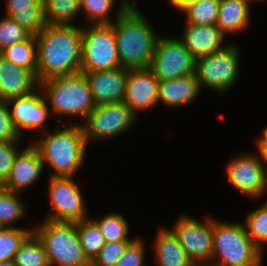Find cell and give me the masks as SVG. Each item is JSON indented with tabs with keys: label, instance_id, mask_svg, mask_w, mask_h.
Here are the masks:
<instances>
[{
	"label": "cell",
	"instance_id": "44dd1931",
	"mask_svg": "<svg viewBox=\"0 0 267 266\" xmlns=\"http://www.w3.org/2000/svg\"><path fill=\"white\" fill-rule=\"evenodd\" d=\"M152 246L157 266H194L171 229L160 228Z\"/></svg>",
	"mask_w": 267,
	"mask_h": 266
},
{
	"label": "cell",
	"instance_id": "60d3db41",
	"mask_svg": "<svg viewBox=\"0 0 267 266\" xmlns=\"http://www.w3.org/2000/svg\"><path fill=\"white\" fill-rule=\"evenodd\" d=\"M261 138H262L264 141H267V126L262 130Z\"/></svg>",
	"mask_w": 267,
	"mask_h": 266
},
{
	"label": "cell",
	"instance_id": "ee69618b",
	"mask_svg": "<svg viewBox=\"0 0 267 266\" xmlns=\"http://www.w3.org/2000/svg\"><path fill=\"white\" fill-rule=\"evenodd\" d=\"M120 1L126 7V0H120Z\"/></svg>",
	"mask_w": 267,
	"mask_h": 266
},
{
	"label": "cell",
	"instance_id": "8d00e7d4",
	"mask_svg": "<svg viewBox=\"0 0 267 266\" xmlns=\"http://www.w3.org/2000/svg\"><path fill=\"white\" fill-rule=\"evenodd\" d=\"M19 141H0V186L9 178L15 157L20 150L17 146Z\"/></svg>",
	"mask_w": 267,
	"mask_h": 266
},
{
	"label": "cell",
	"instance_id": "d4e9b609",
	"mask_svg": "<svg viewBox=\"0 0 267 266\" xmlns=\"http://www.w3.org/2000/svg\"><path fill=\"white\" fill-rule=\"evenodd\" d=\"M12 261L16 266H51L44 245L34 231L21 243Z\"/></svg>",
	"mask_w": 267,
	"mask_h": 266
},
{
	"label": "cell",
	"instance_id": "ab89813d",
	"mask_svg": "<svg viewBox=\"0 0 267 266\" xmlns=\"http://www.w3.org/2000/svg\"><path fill=\"white\" fill-rule=\"evenodd\" d=\"M196 0H168V2L177 10L183 11L187 6L195 2Z\"/></svg>",
	"mask_w": 267,
	"mask_h": 266
},
{
	"label": "cell",
	"instance_id": "83f0119b",
	"mask_svg": "<svg viewBox=\"0 0 267 266\" xmlns=\"http://www.w3.org/2000/svg\"><path fill=\"white\" fill-rule=\"evenodd\" d=\"M21 193L4 189L0 186V224L3 228H13L25 216L26 204L20 199Z\"/></svg>",
	"mask_w": 267,
	"mask_h": 266
},
{
	"label": "cell",
	"instance_id": "74e56055",
	"mask_svg": "<svg viewBox=\"0 0 267 266\" xmlns=\"http://www.w3.org/2000/svg\"><path fill=\"white\" fill-rule=\"evenodd\" d=\"M22 140L13 127L7 101L0 100V141Z\"/></svg>",
	"mask_w": 267,
	"mask_h": 266
},
{
	"label": "cell",
	"instance_id": "6da1fadb",
	"mask_svg": "<svg viewBox=\"0 0 267 266\" xmlns=\"http://www.w3.org/2000/svg\"><path fill=\"white\" fill-rule=\"evenodd\" d=\"M35 39L38 82L81 71L82 27L45 24Z\"/></svg>",
	"mask_w": 267,
	"mask_h": 266
},
{
	"label": "cell",
	"instance_id": "cb8c5ba5",
	"mask_svg": "<svg viewBox=\"0 0 267 266\" xmlns=\"http://www.w3.org/2000/svg\"><path fill=\"white\" fill-rule=\"evenodd\" d=\"M0 55L7 61L30 70L37 78L38 53L34 35L5 47L0 51Z\"/></svg>",
	"mask_w": 267,
	"mask_h": 266
},
{
	"label": "cell",
	"instance_id": "d6a6232c",
	"mask_svg": "<svg viewBox=\"0 0 267 266\" xmlns=\"http://www.w3.org/2000/svg\"><path fill=\"white\" fill-rule=\"evenodd\" d=\"M115 3L116 0H80L79 7L90 25L112 24L110 13Z\"/></svg>",
	"mask_w": 267,
	"mask_h": 266
},
{
	"label": "cell",
	"instance_id": "ac0fdd59",
	"mask_svg": "<svg viewBox=\"0 0 267 266\" xmlns=\"http://www.w3.org/2000/svg\"><path fill=\"white\" fill-rule=\"evenodd\" d=\"M39 87L36 76L0 55V100L29 95Z\"/></svg>",
	"mask_w": 267,
	"mask_h": 266
},
{
	"label": "cell",
	"instance_id": "e575fe53",
	"mask_svg": "<svg viewBox=\"0 0 267 266\" xmlns=\"http://www.w3.org/2000/svg\"><path fill=\"white\" fill-rule=\"evenodd\" d=\"M131 241L108 242L100 249L91 266H116Z\"/></svg>",
	"mask_w": 267,
	"mask_h": 266
},
{
	"label": "cell",
	"instance_id": "7a4b0ae2",
	"mask_svg": "<svg viewBox=\"0 0 267 266\" xmlns=\"http://www.w3.org/2000/svg\"><path fill=\"white\" fill-rule=\"evenodd\" d=\"M113 26L121 66L128 69L148 68L159 37L137 8L118 4Z\"/></svg>",
	"mask_w": 267,
	"mask_h": 266
},
{
	"label": "cell",
	"instance_id": "7bdbcfd3",
	"mask_svg": "<svg viewBox=\"0 0 267 266\" xmlns=\"http://www.w3.org/2000/svg\"><path fill=\"white\" fill-rule=\"evenodd\" d=\"M126 8H136L134 3H130V1L126 0Z\"/></svg>",
	"mask_w": 267,
	"mask_h": 266
},
{
	"label": "cell",
	"instance_id": "f35d334b",
	"mask_svg": "<svg viewBox=\"0 0 267 266\" xmlns=\"http://www.w3.org/2000/svg\"><path fill=\"white\" fill-rule=\"evenodd\" d=\"M257 156L259 159V162L261 163L263 170L265 171L266 175H267V141H264L261 137L259 138V140H257ZM265 161V162H264ZM263 163V164H262ZM266 164V165H265Z\"/></svg>",
	"mask_w": 267,
	"mask_h": 266
},
{
	"label": "cell",
	"instance_id": "8992f818",
	"mask_svg": "<svg viewBox=\"0 0 267 266\" xmlns=\"http://www.w3.org/2000/svg\"><path fill=\"white\" fill-rule=\"evenodd\" d=\"M33 231L43 243L51 266H91L80 245L76 222L45 219Z\"/></svg>",
	"mask_w": 267,
	"mask_h": 266
},
{
	"label": "cell",
	"instance_id": "f1b7e54d",
	"mask_svg": "<svg viewBox=\"0 0 267 266\" xmlns=\"http://www.w3.org/2000/svg\"><path fill=\"white\" fill-rule=\"evenodd\" d=\"M99 226L102 235L104 236L105 243L115 241H132L128 237L129 225L123 214L106 213L102 218L93 219Z\"/></svg>",
	"mask_w": 267,
	"mask_h": 266
},
{
	"label": "cell",
	"instance_id": "3957f363",
	"mask_svg": "<svg viewBox=\"0 0 267 266\" xmlns=\"http://www.w3.org/2000/svg\"><path fill=\"white\" fill-rule=\"evenodd\" d=\"M62 119L59 118L61 124L54 132L43 130V137L31 143L38 150L43 165L48 163L54 169L50 176L74 177L78 168L84 167L87 143L79 123L66 127Z\"/></svg>",
	"mask_w": 267,
	"mask_h": 266
},
{
	"label": "cell",
	"instance_id": "1f68e13d",
	"mask_svg": "<svg viewBox=\"0 0 267 266\" xmlns=\"http://www.w3.org/2000/svg\"><path fill=\"white\" fill-rule=\"evenodd\" d=\"M33 231V228H3L0 230V263L12 261L21 243Z\"/></svg>",
	"mask_w": 267,
	"mask_h": 266
},
{
	"label": "cell",
	"instance_id": "30bf717a",
	"mask_svg": "<svg viewBox=\"0 0 267 266\" xmlns=\"http://www.w3.org/2000/svg\"><path fill=\"white\" fill-rule=\"evenodd\" d=\"M205 222L184 214L171 229L194 266L212 265L213 218L207 217Z\"/></svg>",
	"mask_w": 267,
	"mask_h": 266
},
{
	"label": "cell",
	"instance_id": "b9f144b4",
	"mask_svg": "<svg viewBox=\"0 0 267 266\" xmlns=\"http://www.w3.org/2000/svg\"><path fill=\"white\" fill-rule=\"evenodd\" d=\"M0 266H16V265L13 261H7V262L0 263Z\"/></svg>",
	"mask_w": 267,
	"mask_h": 266
},
{
	"label": "cell",
	"instance_id": "484cf974",
	"mask_svg": "<svg viewBox=\"0 0 267 266\" xmlns=\"http://www.w3.org/2000/svg\"><path fill=\"white\" fill-rule=\"evenodd\" d=\"M80 0H42L46 24L71 25L80 12Z\"/></svg>",
	"mask_w": 267,
	"mask_h": 266
},
{
	"label": "cell",
	"instance_id": "f546056e",
	"mask_svg": "<svg viewBox=\"0 0 267 266\" xmlns=\"http://www.w3.org/2000/svg\"><path fill=\"white\" fill-rule=\"evenodd\" d=\"M220 0H196L187 6L185 12L186 23L195 25H216Z\"/></svg>",
	"mask_w": 267,
	"mask_h": 266
},
{
	"label": "cell",
	"instance_id": "ba28073f",
	"mask_svg": "<svg viewBox=\"0 0 267 266\" xmlns=\"http://www.w3.org/2000/svg\"><path fill=\"white\" fill-rule=\"evenodd\" d=\"M239 46L229 43L223 50L195 59L194 73L200 88L221 93L234 86L239 73Z\"/></svg>",
	"mask_w": 267,
	"mask_h": 266
},
{
	"label": "cell",
	"instance_id": "7402d4cb",
	"mask_svg": "<svg viewBox=\"0 0 267 266\" xmlns=\"http://www.w3.org/2000/svg\"><path fill=\"white\" fill-rule=\"evenodd\" d=\"M6 16L13 18L29 34L38 35L45 26L42 0H7Z\"/></svg>",
	"mask_w": 267,
	"mask_h": 266
},
{
	"label": "cell",
	"instance_id": "4fadbf2b",
	"mask_svg": "<svg viewBox=\"0 0 267 266\" xmlns=\"http://www.w3.org/2000/svg\"><path fill=\"white\" fill-rule=\"evenodd\" d=\"M226 174L231 185L249 197L258 198L267 192V175L255 154L237 155L226 165Z\"/></svg>",
	"mask_w": 267,
	"mask_h": 266
},
{
	"label": "cell",
	"instance_id": "8fae6325",
	"mask_svg": "<svg viewBox=\"0 0 267 266\" xmlns=\"http://www.w3.org/2000/svg\"><path fill=\"white\" fill-rule=\"evenodd\" d=\"M48 193L52 211L46 219L79 222L89 218L83 195L73 177L49 176Z\"/></svg>",
	"mask_w": 267,
	"mask_h": 266
},
{
	"label": "cell",
	"instance_id": "4dcf8cb0",
	"mask_svg": "<svg viewBox=\"0 0 267 266\" xmlns=\"http://www.w3.org/2000/svg\"><path fill=\"white\" fill-rule=\"evenodd\" d=\"M243 225L255 246L264 253L263 243L267 242V202L250 211Z\"/></svg>",
	"mask_w": 267,
	"mask_h": 266
},
{
	"label": "cell",
	"instance_id": "5b68a950",
	"mask_svg": "<svg viewBox=\"0 0 267 266\" xmlns=\"http://www.w3.org/2000/svg\"><path fill=\"white\" fill-rule=\"evenodd\" d=\"M263 255L242 223L213 219L211 266H261Z\"/></svg>",
	"mask_w": 267,
	"mask_h": 266
},
{
	"label": "cell",
	"instance_id": "9a60e30c",
	"mask_svg": "<svg viewBox=\"0 0 267 266\" xmlns=\"http://www.w3.org/2000/svg\"><path fill=\"white\" fill-rule=\"evenodd\" d=\"M159 80L148 68L128 69L124 102L138 116L158 104Z\"/></svg>",
	"mask_w": 267,
	"mask_h": 266
},
{
	"label": "cell",
	"instance_id": "836d02e7",
	"mask_svg": "<svg viewBox=\"0 0 267 266\" xmlns=\"http://www.w3.org/2000/svg\"><path fill=\"white\" fill-rule=\"evenodd\" d=\"M31 36L10 16H4L0 21V51L16 42L24 41Z\"/></svg>",
	"mask_w": 267,
	"mask_h": 266
},
{
	"label": "cell",
	"instance_id": "9c48e42d",
	"mask_svg": "<svg viewBox=\"0 0 267 266\" xmlns=\"http://www.w3.org/2000/svg\"><path fill=\"white\" fill-rule=\"evenodd\" d=\"M137 117L125 102L96 106L85 118L84 125L81 124L86 143L91 138L105 141L118 137L133 126Z\"/></svg>",
	"mask_w": 267,
	"mask_h": 266
},
{
	"label": "cell",
	"instance_id": "2e32d148",
	"mask_svg": "<svg viewBox=\"0 0 267 266\" xmlns=\"http://www.w3.org/2000/svg\"><path fill=\"white\" fill-rule=\"evenodd\" d=\"M83 72L96 106L105 103L124 102L128 68Z\"/></svg>",
	"mask_w": 267,
	"mask_h": 266
},
{
	"label": "cell",
	"instance_id": "d590c367",
	"mask_svg": "<svg viewBox=\"0 0 267 266\" xmlns=\"http://www.w3.org/2000/svg\"><path fill=\"white\" fill-rule=\"evenodd\" d=\"M142 237H134L128 244L123 256L118 260L116 266H146L145 243Z\"/></svg>",
	"mask_w": 267,
	"mask_h": 266
},
{
	"label": "cell",
	"instance_id": "5bb4252c",
	"mask_svg": "<svg viewBox=\"0 0 267 266\" xmlns=\"http://www.w3.org/2000/svg\"><path fill=\"white\" fill-rule=\"evenodd\" d=\"M39 94L43 93L38 87L29 95L12 98L7 101L13 127L21 138H23L22 131L25 129L37 130L39 128L38 131L40 132V128H44L47 131L45 122L49 117V102Z\"/></svg>",
	"mask_w": 267,
	"mask_h": 266
},
{
	"label": "cell",
	"instance_id": "ffe728a7",
	"mask_svg": "<svg viewBox=\"0 0 267 266\" xmlns=\"http://www.w3.org/2000/svg\"><path fill=\"white\" fill-rule=\"evenodd\" d=\"M201 91L195 73L170 79L160 80L158 90V103L169 107H179L192 103Z\"/></svg>",
	"mask_w": 267,
	"mask_h": 266
},
{
	"label": "cell",
	"instance_id": "e0dca14e",
	"mask_svg": "<svg viewBox=\"0 0 267 266\" xmlns=\"http://www.w3.org/2000/svg\"><path fill=\"white\" fill-rule=\"evenodd\" d=\"M44 167L38 150L33 144H29L25 149L18 151L9 178L2 187L21 193L22 190L36 183Z\"/></svg>",
	"mask_w": 267,
	"mask_h": 266
},
{
	"label": "cell",
	"instance_id": "7c38bea8",
	"mask_svg": "<svg viewBox=\"0 0 267 266\" xmlns=\"http://www.w3.org/2000/svg\"><path fill=\"white\" fill-rule=\"evenodd\" d=\"M160 80H170L194 73L195 58L177 37L159 36L149 67Z\"/></svg>",
	"mask_w": 267,
	"mask_h": 266
},
{
	"label": "cell",
	"instance_id": "603a6c76",
	"mask_svg": "<svg viewBox=\"0 0 267 266\" xmlns=\"http://www.w3.org/2000/svg\"><path fill=\"white\" fill-rule=\"evenodd\" d=\"M254 0H220L216 26L225 33L236 34L247 29L250 22V3Z\"/></svg>",
	"mask_w": 267,
	"mask_h": 266
},
{
	"label": "cell",
	"instance_id": "d6986e66",
	"mask_svg": "<svg viewBox=\"0 0 267 266\" xmlns=\"http://www.w3.org/2000/svg\"><path fill=\"white\" fill-rule=\"evenodd\" d=\"M182 38H179L191 55L197 59L223 50L224 34L216 25H185Z\"/></svg>",
	"mask_w": 267,
	"mask_h": 266
},
{
	"label": "cell",
	"instance_id": "4316f807",
	"mask_svg": "<svg viewBox=\"0 0 267 266\" xmlns=\"http://www.w3.org/2000/svg\"><path fill=\"white\" fill-rule=\"evenodd\" d=\"M76 228L83 253L92 262L105 245L104 236L93 217L76 222Z\"/></svg>",
	"mask_w": 267,
	"mask_h": 266
},
{
	"label": "cell",
	"instance_id": "277c9868",
	"mask_svg": "<svg viewBox=\"0 0 267 266\" xmlns=\"http://www.w3.org/2000/svg\"><path fill=\"white\" fill-rule=\"evenodd\" d=\"M51 113L61 116H82L85 119L96 107L89 83L83 72L56 76L39 82Z\"/></svg>",
	"mask_w": 267,
	"mask_h": 266
},
{
	"label": "cell",
	"instance_id": "52a82bcc",
	"mask_svg": "<svg viewBox=\"0 0 267 266\" xmlns=\"http://www.w3.org/2000/svg\"><path fill=\"white\" fill-rule=\"evenodd\" d=\"M121 67L111 24L82 27L81 71L111 70Z\"/></svg>",
	"mask_w": 267,
	"mask_h": 266
}]
</instances>
